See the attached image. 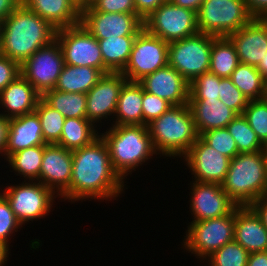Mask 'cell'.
Here are the masks:
<instances>
[{"label":"cell","instance_id":"cell-1","mask_svg":"<svg viewBox=\"0 0 267 266\" xmlns=\"http://www.w3.org/2000/svg\"><path fill=\"white\" fill-rule=\"evenodd\" d=\"M72 161L70 189L61 200L111 201L125 192L126 184L114 171L107 145L100 135L90 144L73 150Z\"/></svg>","mask_w":267,"mask_h":266},{"label":"cell","instance_id":"cell-2","mask_svg":"<svg viewBox=\"0 0 267 266\" xmlns=\"http://www.w3.org/2000/svg\"><path fill=\"white\" fill-rule=\"evenodd\" d=\"M57 29L22 3L2 21L0 54L20 65L56 40Z\"/></svg>","mask_w":267,"mask_h":266},{"label":"cell","instance_id":"cell-3","mask_svg":"<svg viewBox=\"0 0 267 266\" xmlns=\"http://www.w3.org/2000/svg\"><path fill=\"white\" fill-rule=\"evenodd\" d=\"M99 135L107 145L114 171L123 181L143 163L153 159V155H158L147 125H111Z\"/></svg>","mask_w":267,"mask_h":266},{"label":"cell","instance_id":"cell-4","mask_svg":"<svg viewBox=\"0 0 267 266\" xmlns=\"http://www.w3.org/2000/svg\"><path fill=\"white\" fill-rule=\"evenodd\" d=\"M147 127L155 151L170 159H182L199 137L189 104L173 105Z\"/></svg>","mask_w":267,"mask_h":266},{"label":"cell","instance_id":"cell-5","mask_svg":"<svg viewBox=\"0 0 267 266\" xmlns=\"http://www.w3.org/2000/svg\"><path fill=\"white\" fill-rule=\"evenodd\" d=\"M223 190L239 207L251 206L267 195L264 150L239 153L230 160Z\"/></svg>","mask_w":267,"mask_h":266},{"label":"cell","instance_id":"cell-6","mask_svg":"<svg viewBox=\"0 0 267 266\" xmlns=\"http://www.w3.org/2000/svg\"><path fill=\"white\" fill-rule=\"evenodd\" d=\"M188 224L181 245L202 262L226 243L234 240L235 209L230 214L218 218Z\"/></svg>","mask_w":267,"mask_h":266},{"label":"cell","instance_id":"cell-7","mask_svg":"<svg viewBox=\"0 0 267 266\" xmlns=\"http://www.w3.org/2000/svg\"><path fill=\"white\" fill-rule=\"evenodd\" d=\"M252 19L244 0H204L197 12L199 32L215 37H228Z\"/></svg>","mask_w":267,"mask_h":266},{"label":"cell","instance_id":"cell-8","mask_svg":"<svg viewBox=\"0 0 267 266\" xmlns=\"http://www.w3.org/2000/svg\"><path fill=\"white\" fill-rule=\"evenodd\" d=\"M213 37L199 32L193 36L169 42L168 65L189 83L197 76L209 72Z\"/></svg>","mask_w":267,"mask_h":266},{"label":"cell","instance_id":"cell-9","mask_svg":"<svg viewBox=\"0 0 267 266\" xmlns=\"http://www.w3.org/2000/svg\"><path fill=\"white\" fill-rule=\"evenodd\" d=\"M25 182V183H24ZM22 181L1 189L9 202L18 221L27 222L45 218L51 212L55 199L58 197L52 190L39 181Z\"/></svg>","mask_w":267,"mask_h":266},{"label":"cell","instance_id":"cell-10","mask_svg":"<svg viewBox=\"0 0 267 266\" xmlns=\"http://www.w3.org/2000/svg\"><path fill=\"white\" fill-rule=\"evenodd\" d=\"M144 29L163 41L172 42L199 33L197 12L166 0L143 21Z\"/></svg>","mask_w":267,"mask_h":266},{"label":"cell","instance_id":"cell-11","mask_svg":"<svg viewBox=\"0 0 267 266\" xmlns=\"http://www.w3.org/2000/svg\"><path fill=\"white\" fill-rule=\"evenodd\" d=\"M168 48V42L151 35L143 28L133 42L129 61L121 74L127 81L139 82L168 65Z\"/></svg>","mask_w":267,"mask_h":266},{"label":"cell","instance_id":"cell-12","mask_svg":"<svg viewBox=\"0 0 267 266\" xmlns=\"http://www.w3.org/2000/svg\"><path fill=\"white\" fill-rule=\"evenodd\" d=\"M65 65L57 40L41 47L20 65L21 75L43 96L53 90Z\"/></svg>","mask_w":267,"mask_h":266},{"label":"cell","instance_id":"cell-13","mask_svg":"<svg viewBox=\"0 0 267 266\" xmlns=\"http://www.w3.org/2000/svg\"><path fill=\"white\" fill-rule=\"evenodd\" d=\"M56 40L61 47L65 64L94 67L104 73V62L98 39L81 23L57 29Z\"/></svg>","mask_w":267,"mask_h":266},{"label":"cell","instance_id":"cell-14","mask_svg":"<svg viewBox=\"0 0 267 266\" xmlns=\"http://www.w3.org/2000/svg\"><path fill=\"white\" fill-rule=\"evenodd\" d=\"M190 187L191 222L218 218L230 214L237 207L221 184L190 181Z\"/></svg>","mask_w":267,"mask_h":266},{"label":"cell","instance_id":"cell-15","mask_svg":"<svg viewBox=\"0 0 267 266\" xmlns=\"http://www.w3.org/2000/svg\"><path fill=\"white\" fill-rule=\"evenodd\" d=\"M139 15L128 13H106L81 11L80 23L96 39L122 36H137L144 28Z\"/></svg>","mask_w":267,"mask_h":266},{"label":"cell","instance_id":"cell-16","mask_svg":"<svg viewBox=\"0 0 267 266\" xmlns=\"http://www.w3.org/2000/svg\"><path fill=\"white\" fill-rule=\"evenodd\" d=\"M182 160L190 169L193 181L222 184L231 159L198 137Z\"/></svg>","mask_w":267,"mask_h":266},{"label":"cell","instance_id":"cell-17","mask_svg":"<svg viewBox=\"0 0 267 266\" xmlns=\"http://www.w3.org/2000/svg\"><path fill=\"white\" fill-rule=\"evenodd\" d=\"M126 81V77L120 72H109L104 74L98 83L86 93L87 119L97 129L103 120L107 119L111 122L114 119L119 93Z\"/></svg>","mask_w":267,"mask_h":266},{"label":"cell","instance_id":"cell-18","mask_svg":"<svg viewBox=\"0 0 267 266\" xmlns=\"http://www.w3.org/2000/svg\"><path fill=\"white\" fill-rule=\"evenodd\" d=\"M72 166V151L57 144H46L39 182L62 198L70 189Z\"/></svg>","mask_w":267,"mask_h":266},{"label":"cell","instance_id":"cell-19","mask_svg":"<svg viewBox=\"0 0 267 266\" xmlns=\"http://www.w3.org/2000/svg\"><path fill=\"white\" fill-rule=\"evenodd\" d=\"M228 38L235 46L240 63L257 67L267 52V18H253Z\"/></svg>","mask_w":267,"mask_h":266},{"label":"cell","instance_id":"cell-20","mask_svg":"<svg viewBox=\"0 0 267 266\" xmlns=\"http://www.w3.org/2000/svg\"><path fill=\"white\" fill-rule=\"evenodd\" d=\"M144 91L167 100L172 105L189 103V82L167 65L139 81Z\"/></svg>","mask_w":267,"mask_h":266},{"label":"cell","instance_id":"cell-21","mask_svg":"<svg viewBox=\"0 0 267 266\" xmlns=\"http://www.w3.org/2000/svg\"><path fill=\"white\" fill-rule=\"evenodd\" d=\"M41 98L36 89L20 74L0 92V114L11 119L32 113Z\"/></svg>","mask_w":267,"mask_h":266},{"label":"cell","instance_id":"cell-22","mask_svg":"<svg viewBox=\"0 0 267 266\" xmlns=\"http://www.w3.org/2000/svg\"><path fill=\"white\" fill-rule=\"evenodd\" d=\"M39 145H46V143L42 135L40 118L35 111L9 119L4 160L13 153Z\"/></svg>","mask_w":267,"mask_h":266},{"label":"cell","instance_id":"cell-23","mask_svg":"<svg viewBox=\"0 0 267 266\" xmlns=\"http://www.w3.org/2000/svg\"><path fill=\"white\" fill-rule=\"evenodd\" d=\"M234 240L249 253L267 251V229L250 206L235 208Z\"/></svg>","mask_w":267,"mask_h":266},{"label":"cell","instance_id":"cell-24","mask_svg":"<svg viewBox=\"0 0 267 266\" xmlns=\"http://www.w3.org/2000/svg\"><path fill=\"white\" fill-rule=\"evenodd\" d=\"M198 135L211 129L226 128L238 115L219 99H189Z\"/></svg>","mask_w":267,"mask_h":266},{"label":"cell","instance_id":"cell-25","mask_svg":"<svg viewBox=\"0 0 267 266\" xmlns=\"http://www.w3.org/2000/svg\"><path fill=\"white\" fill-rule=\"evenodd\" d=\"M21 2L56 29L80 23L81 8L73 0H21Z\"/></svg>","mask_w":267,"mask_h":266},{"label":"cell","instance_id":"cell-26","mask_svg":"<svg viewBox=\"0 0 267 266\" xmlns=\"http://www.w3.org/2000/svg\"><path fill=\"white\" fill-rule=\"evenodd\" d=\"M111 125H143L142 85L126 81L119 93Z\"/></svg>","mask_w":267,"mask_h":266},{"label":"cell","instance_id":"cell-27","mask_svg":"<svg viewBox=\"0 0 267 266\" xmlns=\"http://www.w3.org/2000/svg\"><path fill=\"white\" fill-rule=\"evenodd\" d=\"M103 75L100 69L94 67L65 64L54 89L67 93L86 94Z\"/></svg>","mask_w":267,"mask_h":266},{"label":"cell","instance_id":"cell-28","mask_svg":"<svg viewBox=\"0 0 267 266\" xmlns=\"http://www.w3.org/2000/svg\"><path fill=\"white\" fill-rule=\"evenodd\" d=\"M136 36H122L107 39H98L101 49L104 74L109 72H122L126 67L133 42Z\"/></svg>","mask_w":267,"mask_h":266},{"label":"cell","instance_id":"cell-29","mask_svg":"<svg viewBox=\"0 0 267 266\" xmlns=\"http://www.w3.org/2000/svg\"><path fill=\"white\" fill-rule=\"evenodd\" d=\"M99 132L87 118H66L57 145L73 151L90 144Z\"/></svg>","mask_w":267,"mask_h":266},{"label":"cell","instance_id":"cell-30","mask_svg":"<svg viewBox=\"0 0 267 266\" xmlns=\"http://www.w3.org/2000/svg\"><path fill=\"white\" fill-rule=\"evenodd\" d=\"M240 63L234 44L228 37H213L209 72L220 78H230Z\"/></svg>","mask_w":267,"mask_h":266},{"label":"cell","instance_id":"cell-31","mask_svg":"<svg viewBox=\"0 0 267 266\" xmlns=\"http://www.w3.org/2000/svg\"><path fill=\"white\" fill-rule=\"evenodd\" d=\"M230 79L248 101L267 97V81L254 66L239 63Z\"/></svg>","mask_w":267,"mask_h":266},{"label":"cell","instance_id":"cell-32","mask_svg":"<svg viewBox=\"0 0 267 266\" xmlns=\"http://www.w3.org/2000/svg\"><path fill=\"white\" fill-rule=\"evenodd\" d=\"M44 145L28 147L11 154L6 161L13 172L24 181H39V174L43 159Z\"/></svg>","mask_w":267,"mask_h":266},{"label":"cell","instance_id":"cell-33","mask_svg":"<svg viewBox=\"0 0 267 266\" xmlns=\"http://www.w3.org/2000/svg\"><path fill=\"white\" fill-rule=\"evenodd\" d=\"M42 99L65 118H87L86 94L67 93L53 89L47 91Z\"/></svg>","mask_w":267,"mask_h":266},{"label":"cell","instance_id":"cell-34","mask_svg":"<svg viewBox=\"0 0 267 266\" xmlns=\"http://www.w3.org/2000/svg\"><path fill=\"white\" fill-rule=\"evenodd\" d=\"M35 112L40 118L42 135L46 144H57L61 138L65 117L48 105L42 98L38 101Z\"/></svg>","mask_w":267,"mask_h":266},{"label":"cell","instance_id":"cell-35","mask_svg":"<svg viewBox=\"0 0 267 266\" xmlns=\"http://www.w3.org/2000/svg\"><path fill=\"white\" fill-rule=\"evenodd\" d=\"M226 128L233 136L239 153L256 152L266 148L252 130L243 114L237 115Z\"/></svg>","mask_w":267,"mask_h":266},{"label":"cell","instance_id":"cell-36","mask_svg":"<svg viewBox=\"0 0 267 266\" xmlns=\"http://www.w3.org/2000/svg\"><path fill=\"white\" fill-rule=\"evenodd\" d=\"M249 252L235 240L226 243L208 258V266H247Z\"/></svg>","mask_w":267,"mask_h":266},{"label":"cell","instance_id":"cell-37","mask_svg":"<svg viewBox=\"0 0 267 266\" xmlns=\"http://www.w3.org/2000/svg\"><path fill=\"white\" fill-rule=\"evenodd\" d=\"M243 116L259 140L267 146V97L248 101Z\"/></svg>","mask_w":267,"mask_h":266},{"label":"cell","instance_id":"cell-38","mask_svg":"<svg viewBox=\"0 0 267 266\" xmlns=\"http://www.w3.org/2000/svg\"><path fill=\"white\" fill-rule=\"evenodd\" d=\"M220 77L206 72L189 84V99H219Z\"/></svg>","mask_w":267,"mask_h":266},{"label":"cell","instance_id":"cell-39","mask_svg":"<svg viewBox=\"0 0 267 266\" xmlns=\"http://www.w3.org/2000/svg\"><path fill=\"white\" fill-rule=\"evenodd\" d=\"M210 147L232 159L239 154L236 142L227 128L211 129L199 136Z\"/></svg>","mask_w":267,"mask_h":266},{"label":"cell","instance_id":"cell-40","mask_svg":"<svg viewBox=\"0 0 267 266\" xmlns=\"http://www.w3.org/2000/svg\"><path fill=\"white\" fill-rule=\"evenodd\" d=\"M219 100L234 110L238 115L243 114L248 104V99L232 83L230 78H220Z\"/></svg>","mask_w":267,"mask_h":266},{"label":"cell","instance_id":"cell-41","mask_svg":"<svg viewBox=\"0 0 267 266\" xmlns=\"http://www.w3.org/2000/svg\"><path fill=\"white\" fill-rule=\"evenodd\" d=\"M21 227H23L22 224L18 221L9 202L3 196L0 199V242L10 247L9 240Z\"/></svg>","mask_w":267,"mask_h":266},{"label":"cell","instance_id":"cell-42","mask_svg":"<svg viewBox=\"0 0 267 266\" xmlns=\"http://www.w3.org/2000/svg\"><path fill=\"white\" fill-rule=\"evenodd\" d=\"M172 106L167 100L144 91L142 87L143 125H147L152 120L159 118Z\"/></svg>","mask_w":267,"mask_h":266},{"label":"cell","instance_id":"cell-43","mask_svg":"<svg viewBox=\"0 0 267 266\" xmlns=\"http://www.w3.org/2000/svg\"><path fill=\"white\" fill-rule=\"evenodd\" d=\"M81 11L137 14L134 0H91Z\"/></svg>","mask_w":267,"mask_h":266},{"label":"cell","instance_id":"cell-44","mask_svg":"<svg viewBox=\"0 0 267 266\" xmlns=\"http://www.w3.org/2000/svg\"><path fill=\"white\" fill-rule=\"evenodd\" d=\"M20 74V64L0 54V92Z\"/></svg>","mask_w":267,"mask_h":266},{"label":"cell","instance_id":"cell-45","mask_svg":"<svg viewBox=\"0 0 267 266\" xmlns=\"http://www.w3.org/2000/svg\"><path fill=\"white\" fill-rule=\"evenodd\" d=\"M166 0H134L137 14L144 20Z\"/></svg>","mask_w":267,"mask_h":266},{"label":"cell","instance_id":"cell-46","mask_svg":"<svg viewBox=\"0 0 267 266\" xmlns=\"http://www.w3.org/2000/svg\"><path fill=\"white\" fill-rule=\"evenodd\" d=\"M244 2L253 18H267V0H244Z\"/></svg>","mask_w":267,"mask_h":266},{"label":"cell","instance_id":"cell-47","mask_svg":"<svg viewBox=\"0 0 267 266\" xmlns=\"http://www.w3.org/2000/svg\"><path fill=\"white\" fill-rule=\"evenodd\" d=\"M250 207L260 217L264 227L267 229V196L258 198Z\"/></svg>","mask_w":267,"mask_h":266},{"label":"cell","instance_id":"cell-48","mask_svg":"<svg viewBox=\"0 0 267 266\" xmlns=\"http://www.w3.org/2000/svg\"><path fill=\"white\" fill-rule=\"evenodd\" d=\"M21 3V0H0V21L5 20Z\"/></svg>","mask_w":267,"mask_h":266},{"label":"cell","instance_id":"cell-49","mask_svg":"<svg viewBox=\"0 0 267 266\" xmlns=\"http://www.w3.org/2000/svg\"><path fill=\"white\" fill-rule=\"evenodd\" d=\"M8 128L9 119L0 114V156H4V150L7 145Z\"/></svg>","mask_w":267,"mask_h":266},{"label":"cell","instance_id":"cell-50","mask_svg":"<svg viewBox=\"0 0 267 266\" xmlns=\"http://www.w3.org/2000/svg\"><path fill=\"white\" fill-rule=\"evenodd\" d=\"M247 266H267V251L250 253Z\"/></svg>","mask_w":267,"mask_h":266},{"label":"cell","instance_id":"cell-51","mask_svg":"<svg viewBox=\"0 0 267 266\" xmlns=\"http://www.w3.org/2000/svg\"><path fill=\"white\" fill-rule=\"evenodd\" d=\"M169 1L176 6L188 8L195 12H198L200 6L204 2V0H169Z\"/></svg>","mask_w":267,"mask_h":266},{"label":"cell","instance_id":"cell-52","mask_svg":"<svg viewBox=\"0 0 267 266\" xmlns=\"http://www.w3.org/2000/svg\"><path fill=\"white\" fill-rule=\"evenodd\" d=\"M9 250L10 248L6 244L0 242V266H5L7 263L9 254L11 253Z\"/></svg>","mask_w":267,"mask_h":266},{"label":"cell","instance_id":"cell-53","mask_svg":"<svg viewBox=\"0 0 267 266\" xmlns=\"http://www.w3.org/2000/svg\"><path fill=\"white\" fill-rule=\"evenodd\" d=\"M256 69L261 73L263 78L267 81V52L263 59L259 62Z\"/></svg>","mask_w":267,"mask_h":266},{"label":"cell","instance_id":"cell-54","mask_svg":"<svg viewBox=\"0 0 267 266\" xmlns=\"http://www.w3.org/2000/svg\"><path fill=\"white\" fill-rule=\"evenodd\" d=\"M80 8H83L85 6H88L90 3V0H73Z\"/></svg>","mask_w":267,"mask_h":266},{"label":"cell","instance_id":"cell-55","mask_svg":"<svg viewBox=\"0 0 267 266\" xmlns=\"http://www.w3.org/2000/svg\"><path fill=\"white\" fill-rule=\"evenodd\" d=\"M264 158L266 162V176H267V148L264 149Z\"/></svg>","mask_w":267,"mask_h":266},{"label":"cell","instance_id":"cell-56","mask_svg":"<svg viewBox=\"0 0 267 266\" xmlns=\"http://www.w3.org/2000/svg\"><path fill=\"white\" fill-rule=\"evenodd\" d=\"M1 36H2V21H0V47H1Z\"/></svg>","mask_w":267,"mask_h":266},{"label":"cell","instance_id":"cell-57","mask_svg":"<svg viewBox=\"0 0 267 266\" xmlns=\"http://www.w3.org/2000/svg\"><path fill=\"white\" fill-rule=\"evenodd\" d=\"M0 192H1V191H0ZM2 197H3V193L1 192V193H0V199H1Z\"/></svg>","mask_w":267,"mask_h":266}]
</instances>
